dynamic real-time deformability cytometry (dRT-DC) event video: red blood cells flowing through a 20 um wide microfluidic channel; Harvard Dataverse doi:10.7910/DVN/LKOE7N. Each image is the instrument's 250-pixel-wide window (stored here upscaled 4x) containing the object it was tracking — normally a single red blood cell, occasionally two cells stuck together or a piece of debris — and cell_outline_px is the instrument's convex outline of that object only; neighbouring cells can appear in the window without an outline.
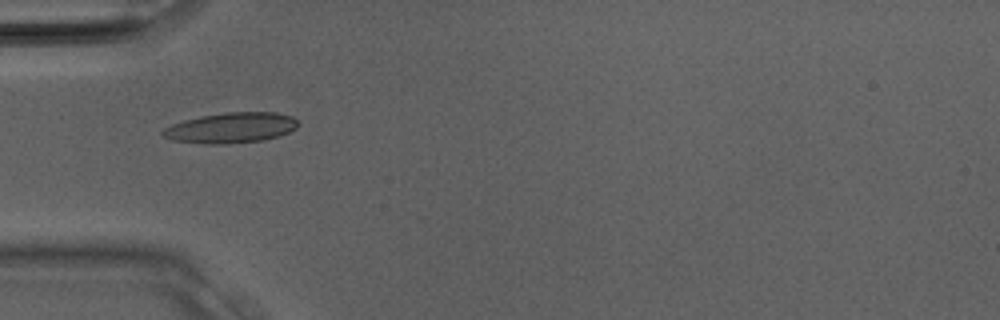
{"species": "Egyptian fruit bat (a non-hibernating species)", "species_latin": "Rousettus aegyptiacus", "temperature_condition": "room temperature", "stored_images_in_passage": 17, "camera_frame_rate_fps": 3000, "um_per_image_px": 0.085, "animal": {"sex": "male"}, "frame": {"image": 1, "passage_image": 10, "time_ms": 3.0, "image_size_px": [1000, 320], "cell_outline_px": [[300, 124], [296, 128], [288, 132], [264, 140], [224, 144], [204, 144], [172, 140], [164, 136], [160, 132], [164, 128], [172, 124], [184, 120], [200, 116], [224, 112], [276, 112], [292, 116]], "centroid_in_image_um": [19.62, 10.86], "position_along_channel_um": 65.4, "area_um2": 24.04}}